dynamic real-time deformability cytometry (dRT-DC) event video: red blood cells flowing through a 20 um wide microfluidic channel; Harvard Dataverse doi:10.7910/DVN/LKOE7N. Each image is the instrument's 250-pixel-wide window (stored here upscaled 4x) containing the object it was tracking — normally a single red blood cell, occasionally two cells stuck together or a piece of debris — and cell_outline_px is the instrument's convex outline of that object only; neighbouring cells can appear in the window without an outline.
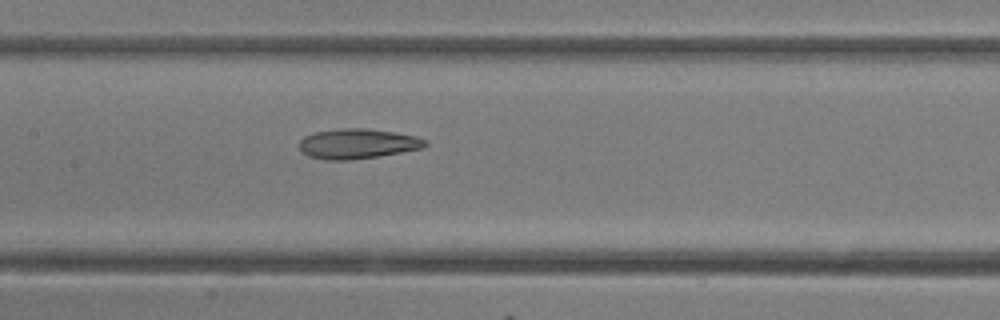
{"species": "common noctule bat (a hibernating species)", "species_latin": "Nyctalus noctula", "temperature_condition": "room temperature", "stored_images_in_passage": 17, "camera_frame_rate_fps": 3000, "um_per_image_px": 0.085, "animal": {"sex": "female"}, "frame": {"image": 1, "passage_image": 15, "time_ms": 4.667, "image_size_px": [1000, 320], "cell_outline_px": [[428, 144], [424, 148], [352, 160], [324, 160], [308, 156], [300, 148], [300, 140], [304, 136], [312, 132], [344, 128], [368, 128], [396, 132], [416, 136], [428, 140]], "centroid_in_image_um": [30.41, 12.21], "position_along_channel_um": 177.0, "area_um2": 22.14}}
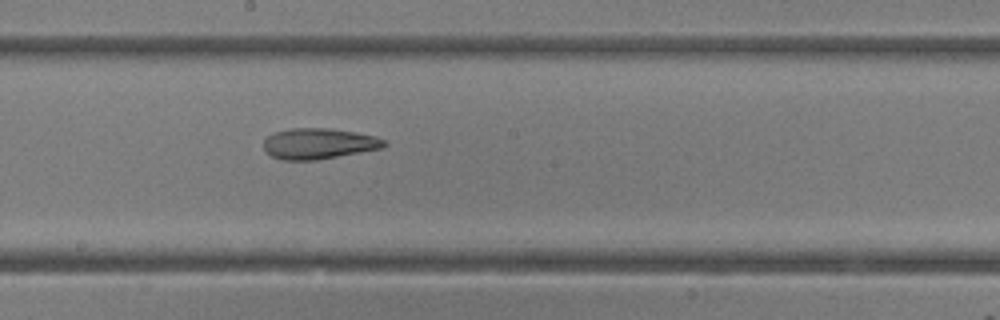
{"frame": {"image": 2, "passage_image": 17, "time_ms": 5.333, "image_size_px": [1000, 320], "cell_outline_px": [[388, 144], [384, 148], [316, 160], [284, 160], [272, 156], [264, 152], [264, 140], [268, 136], [276, 132], [292, 128], [332, 128], [356, 132], [376, 136], [384, 140]], "centroid_in_image_um": [27.12, 12.21], "position_along_channel_um": 221.1, "area_um2": 21.73}}